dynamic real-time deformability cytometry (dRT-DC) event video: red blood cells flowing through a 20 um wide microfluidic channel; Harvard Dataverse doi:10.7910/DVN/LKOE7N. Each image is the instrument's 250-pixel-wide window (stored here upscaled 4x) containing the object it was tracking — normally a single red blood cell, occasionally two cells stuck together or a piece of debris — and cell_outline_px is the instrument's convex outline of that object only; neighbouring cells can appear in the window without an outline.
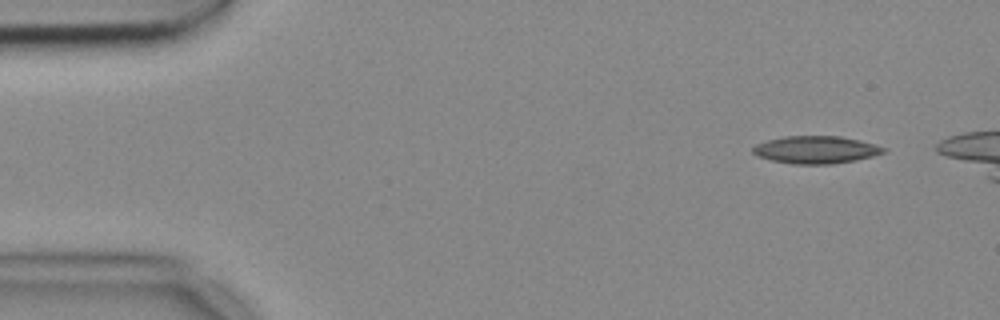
{"species": "common noctule bat (a hibernating species)", "species_latin": "Nyctalus noctula", "temperature_condition": "cold", "stored_images_in_passage": 2, "camera_frame_rate_fps": 3000, "um_per_image_px": 0.085, "animal": {"sex": "female", "body_mass_g": 18.4}, "frame": {"image": 1, "passage_image": 2, "time_ms": 0.333, "image_size_px": [1000, 320], "cell_outline_px": [[888, 148], [884, 152], [872, 156], [856, 160], [832, 164], [792, 164], [772, 160], [756, 156], [752, 152], [752, 148], [756, 144], [768, 140], [784, 136], [840, 136], [860, 140], [876, 144]], "centroid_in_image_um": [69.36, 12.73], "position_along_channel_um": 15.6, "area_um2": 21.04}}